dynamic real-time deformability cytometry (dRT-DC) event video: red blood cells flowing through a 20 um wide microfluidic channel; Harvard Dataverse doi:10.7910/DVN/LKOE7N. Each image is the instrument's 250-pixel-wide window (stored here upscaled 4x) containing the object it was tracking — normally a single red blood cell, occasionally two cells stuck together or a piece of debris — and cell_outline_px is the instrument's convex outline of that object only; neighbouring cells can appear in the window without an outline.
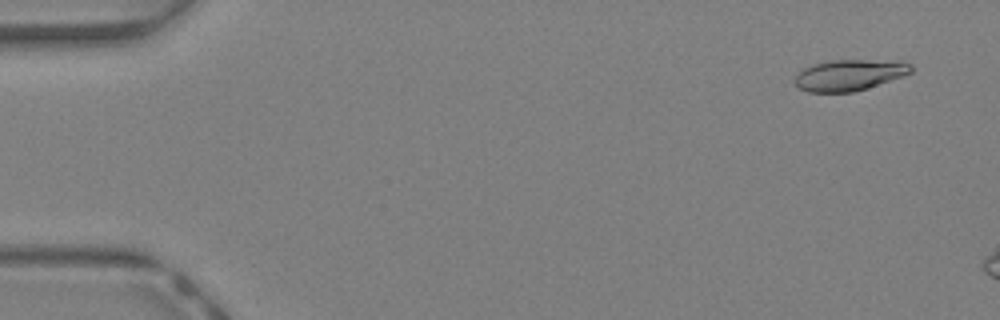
{"species": "Egyptian fruit bat (a non-hibernating species)", "species_latin": "Rousettus aegyptiacus", "temperature_condition": "warm", "stored_images_in_passage": 8, "camera_frame_rate_fps": 3000, "um_per_image_px": 0.085, "animal": {"sex": "female"}, "frame": {"image": 1, "passage_image": 3, "time_ms": 0.667, "image_size_px": [1000, 320], "cell_outline_px": [[912, 72], [904, 76], [852, 92], [808, 92], [800, 88], [796, 84], [796, 76], [804, 68], [812, 64], [828, 60], [904, 60], [912, 64]], "centroid_in_image_um": [72.26, 6.35], "position_along_channel_um": 12.7, "area_um2": 21.1}}